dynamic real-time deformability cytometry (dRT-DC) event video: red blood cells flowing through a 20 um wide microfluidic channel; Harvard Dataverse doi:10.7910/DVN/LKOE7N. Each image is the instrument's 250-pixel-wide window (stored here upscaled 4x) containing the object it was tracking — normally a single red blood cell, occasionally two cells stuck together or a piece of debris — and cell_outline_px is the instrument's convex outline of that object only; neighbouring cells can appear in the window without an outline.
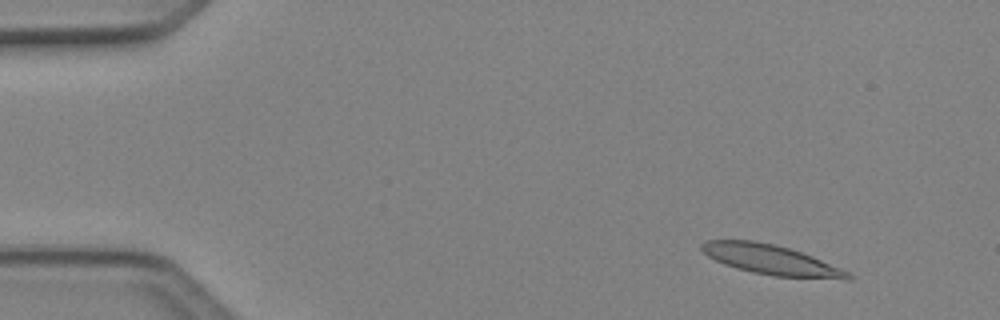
{"species": "Egyptian fruit bat (a non-hibernating species)", "species_latin": "Rousettus aegyptiacus", "temperature_condition": "cold", "stored_images_in_passage": 5, "camera_frame_rate_fps": 3000, "um_per_image_px": 0.085, "animal": {"sex": "female"}, "frame": {"image": 1, "passage_image": 1, "time_ms": 0.0, "image_size_px": [1000, 320], "cell_outline_px": [[852, 280], [844, 280], [772, 276], [752, 272], [736, 268], [724, 264], [708, 256], [700, 248], [700, 244], [704, 240], [752, 240], [776, 244], [812, 256], [840, 268], [848, 272], [852, 276]], "centroid_in_image_um": [65.54, 22.09], "position_along_channel_um": 19.5, "area_um2": 25.55}}
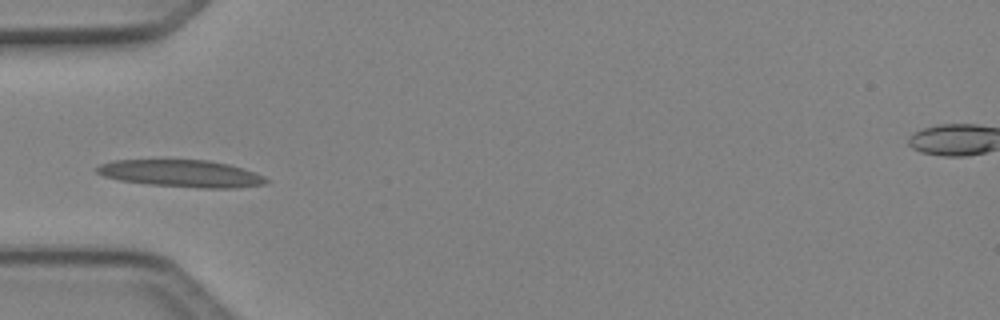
{"frame": {"image": 2, "passage_image": 4, "time_ms": 1.0, "image_size_px": [1000, 320], "cell_outline_px": [[268, 180], [264, 184], [236, 188], [200, 188], [148, 184], [120, 180], [104, 176], [96, 172], [96, 168], [100, 164], [112, 160], [164, 156], [208, 160], [228, 164], [264, 176]], "centroid_in_image_um": [15.3, 14.68], "position_along_channel_um": 69.7, "area_um2": 27.92}}
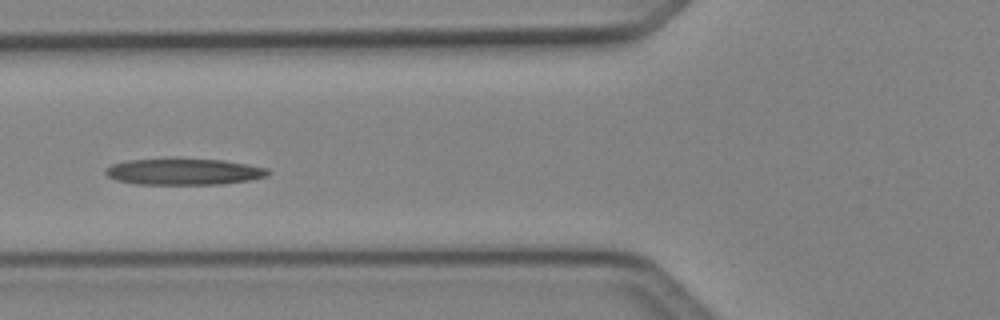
{"frame": {"image": 3, "passage_image": 5, "time_ms": 1.333, "image_size_px": [1000, 320], "cell_outline_px": [[272, 172], [264, 176], [248, 180], [220, 184], [136, 184], [116, 180], [108, 176], [104, 172], [104, 168], [112, 164], [128, 160], [224, 160], [248, 164], [268, 168]], "centroid_in_image_um": [15.62, 14.61], "position_along_channel_um": 110.2, "area_um2": 24.45}}